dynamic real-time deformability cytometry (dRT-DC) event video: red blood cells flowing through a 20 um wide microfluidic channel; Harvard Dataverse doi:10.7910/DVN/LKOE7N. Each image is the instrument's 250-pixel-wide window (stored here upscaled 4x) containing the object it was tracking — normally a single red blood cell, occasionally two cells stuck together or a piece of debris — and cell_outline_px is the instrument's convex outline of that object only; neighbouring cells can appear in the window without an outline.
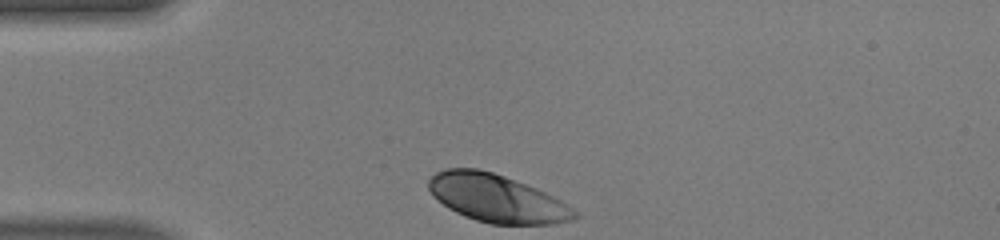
{"species": "human", "species_latin": "Homo sapiens", "temperature_condition": "warm", "stored_images_in_passage": 29, "camera_frame_rate_fps": 3000, "um_per_image_px": 0.085, "donor": {"sex": "male"}, "frame": {"image": 1, "passage_image": 1, "time_ms": 0.0, "image_size_px": [1000, 240], "cell_outline_px": [[580, 216], [568, 220], [552, 224], [492, 224], [476, 220], [464, 216], [448, 208], [432, 196], [428, 188], [428, 180], [436, 172], [448, 168], [476, 168], [492, 172], [504, 176], [536, 188], [560, 200], [580, 212]], "centroid_in_image_um": [42.21, 16.86], "position_along_channel_um": 42.8, "area_um2": 40.52}}
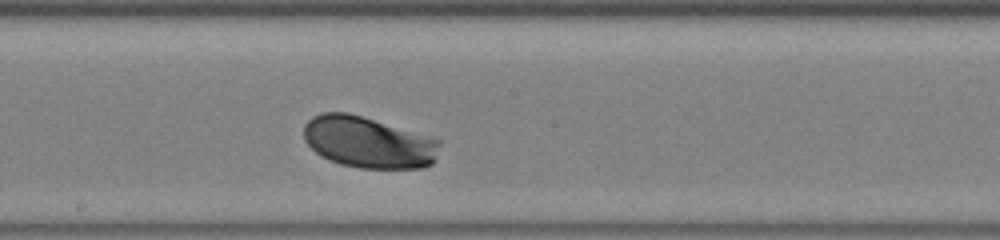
{"frame": {"image": 2, "passage_image": 16, "time_ms": 5.0, "image_size_px": [1000, 240], "cell_outline_px": [[440, 144], [432, 164], [420, 168], [360, 168], [340, 164], [328, 160], [320, 156], [304, 140], [304, 124], [312, 116], [320, 112], [348, 112], [432, 136], [440, 140]], "centroid_in_image_um": [31.29, 12.08], "position_along_channel_um": 216.9, "area_um2": 40.98}}
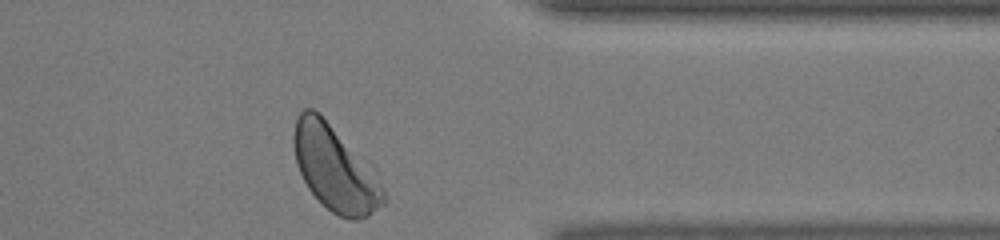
{"frame": {"image": 3, "passage_image": 29, "time_ms": 9.333, "image_size_px": [1000, 240], "cell_outline_px": [[384, 204], [368, 216], [356, 220], [348, 220], [332, 212], [308, 188], [296, 164], [292, 140], [292, 136], [296, 116], [304, 108], [312, 108], [372, 164], [376, 172], [384, 192]], "centroid_in_image_um": [28.47, 14.32], "position_along_channel_um": 382.9, "area_um2": 44.51}, "authors_computed_cell_mechanics": {"area_um2": 40.5756, "velocity_mm_per_s": 4.0666, "shape_relaxation_time_tau1_ms": 0.8818, "shape_relaxation_time_tau2_ms": null, "deformation_change_tau1": 0.0959, "deformation_change_tau2": null}}